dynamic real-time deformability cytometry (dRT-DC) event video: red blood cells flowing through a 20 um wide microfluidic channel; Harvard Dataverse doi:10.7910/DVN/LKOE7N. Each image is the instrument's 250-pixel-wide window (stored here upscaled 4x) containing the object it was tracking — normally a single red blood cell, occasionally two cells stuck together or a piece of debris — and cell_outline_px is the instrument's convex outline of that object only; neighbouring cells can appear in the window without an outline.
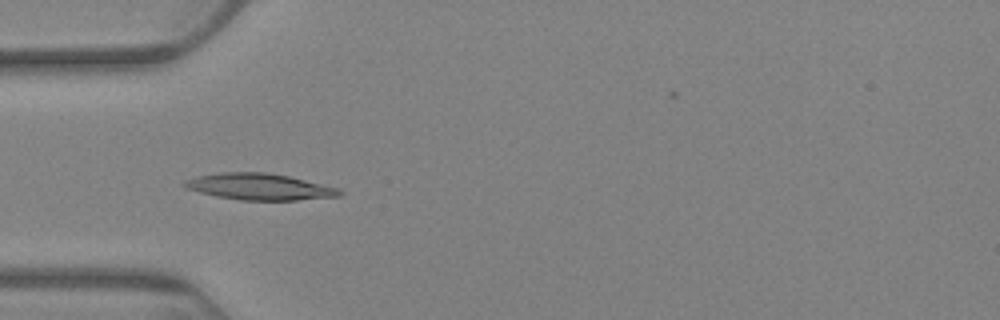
{"species": "Egyptian fruit bat (a non-hibernating species)", "species_latin": "Rousettus aegyptiacus", "temperature_condition": "warm", "stored_images_in_passage": 8, "camera_frame_rate_fps": 3000, "um_per_image_px": 0.085, "animal": {"sex": "female"}, "frame": {"image": 1, "passage_image": 5, "time_ms": 5.333, "image_size_px": [1000, 320], "cell_outline_px": [[344, 192], [340, 196], [296, 200], [240, 200], [216, 196], [200, 192], [188, 188], [180, 184], [184, 180], [196, 176], [220, 172], [264, 172], [288, 176], [340, 188]], "centroid_in_image_um": [22.05, 15.87], "position_along_channel_um": 63.0, "area_um2": 23.87}}
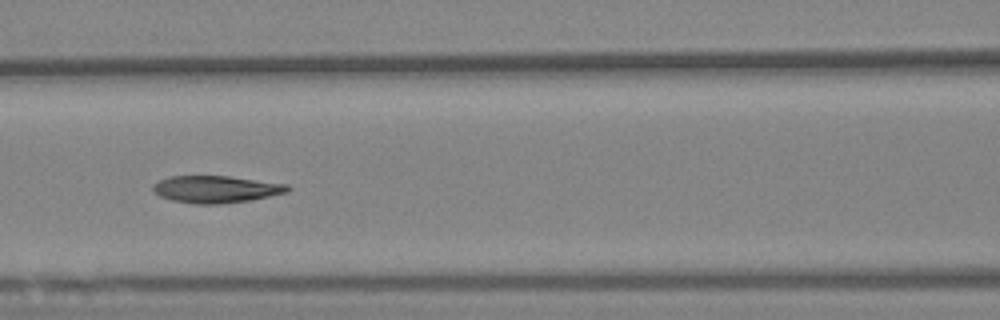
{"frame": {"image": 2, "passage_image": 7, "time_ms": 8.0, "image_size_px": [1000, 320], "cell_outline_px": [[292, 188], [288, 192], [248, 200], [220, 204], [196, 204], [172, 200], [160, 196], [152, 192], [152, 184], [168, 176], [228, 176], [288, 184]], "centroid_in_image_um": [18.33, 16.08], "position_along_channel_um": 148.3, "area_um2": 21.27}}
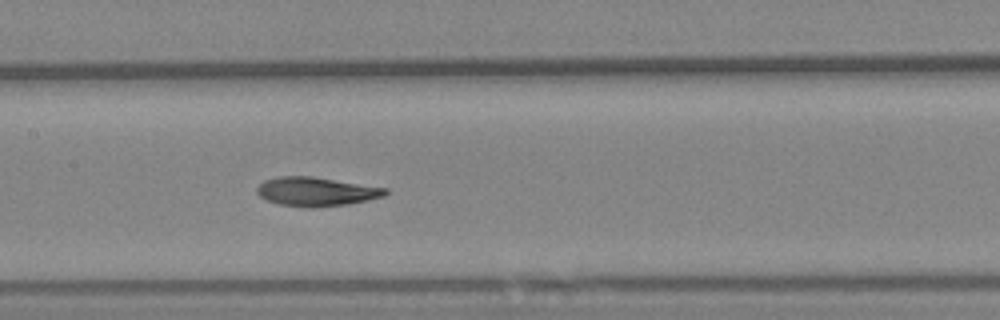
{"frame": {"image": 3, "passage_image": 8, "time_ms": 9.0, "image_size_px": [1000, 320], "cell_outline_px": [[388, 192], [384, 196], [368, 200], [348, 204], [312, 208], [280, 204], [268, 200], [260, 196], [256, 192], [256, 188], [264, 180], [280, 176], [312, 176], [388, 188]], "centroid_in_image_um": [26.89, 16.28], "position_along_channel_um": 180.5, "area_um2": 21.62}}